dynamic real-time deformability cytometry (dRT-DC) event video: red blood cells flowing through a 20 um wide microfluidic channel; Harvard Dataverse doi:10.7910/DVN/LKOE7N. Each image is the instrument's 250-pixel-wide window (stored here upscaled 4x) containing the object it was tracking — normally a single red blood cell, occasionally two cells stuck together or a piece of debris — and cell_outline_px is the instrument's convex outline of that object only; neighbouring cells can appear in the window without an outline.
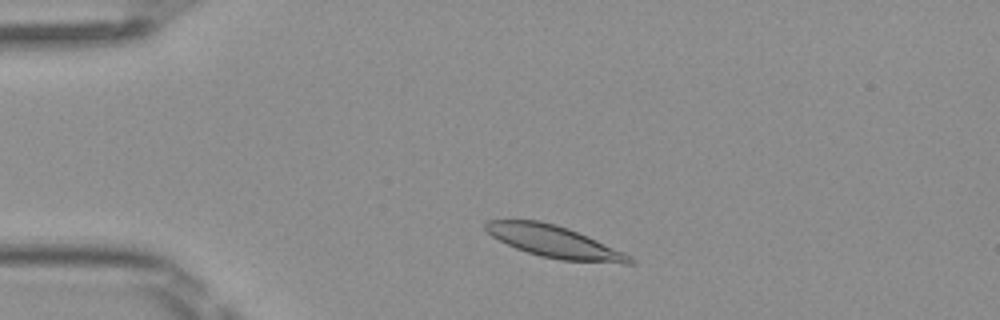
{"species": "Egyptian fruit bat (a non-hibernating species)", "species_latin": "Rousettus aegyptiacus", "temperature_condition": "room temperature", "stored_images_in_passage": 40, "camera_frame_rate_fps": 3000, "um_per_image_px": 0.085, "frame": {"image": 1, "passage_image": 1, "time_ms": 0.0, "image_size_px": [1000, 320], "cell_outline_px": [[636, 264], [624, 264], [560, 260], [540, 256], [516, 248], [492, 236], [484, 228], [484, 224], [488, 220], [540, 220], [556, 224], [568, 228], [588, 236], [624, 252], [632, 256], [636, 260]], "centroid_in_image_um": [47.18, 20.56], "position_along_channel_um": 37.8, "area_um2": 26.93}}
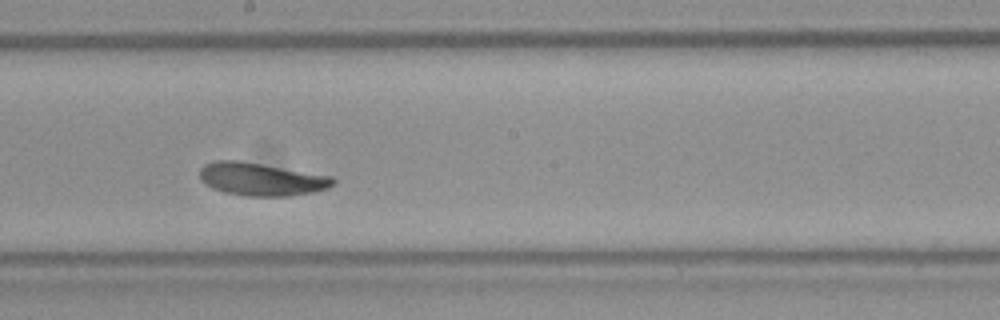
{"frame": {"image": 2, "passage_image": 18, "time_ms": 5.667, "image_size_px": [1000, 320], "cell_outline_px": [[336, 180], [328, 188], [312, 192], [292, 196], [244, 196], [224, 192], [212, 188], [200, 180], [200, 168], [204, 164], [216, 160], [236, 160], [332, 176]], "centroid_in_image_um": [22.18, 15.24], "position_along_channel_um": 226.0, "area_um2": 25.43}}
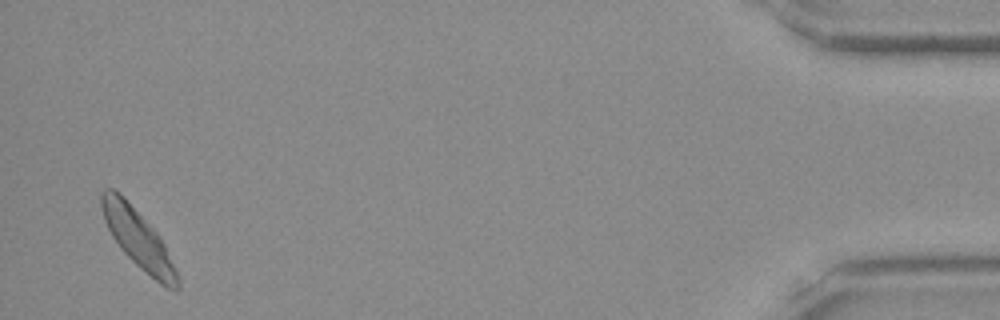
{"frame": {"image": 3, "passage_image": 39, "time_ms": 12.667, "image_size_px": [1000, 320], "cell_outline_px": [[180, 288], [168, 288], [160, 284], [136, 264], [120, 248], [112, 236], [104, 220], [100, 204], [100, 192], [104, 188], [112, 188], [120, 192], [124, 196], [160, 236], [176, 268], [180, 280]], "centroid_in_image_um": [11.72, 20.26], "position_along_channel_um": 423.5, "area_um2": 25.72}, "authors_computed_cell_mechanics": {"area_um2": 25.5187, "velocity_mm_per_s": 3.9872, "shape_relaxation_time_tau1_ms": 2.1395, "shape_relaxation_time_tau2_ms": 2.92, "deformation_change_tau1": 0.1077, "deformation_change_tau2": 0.0681}}